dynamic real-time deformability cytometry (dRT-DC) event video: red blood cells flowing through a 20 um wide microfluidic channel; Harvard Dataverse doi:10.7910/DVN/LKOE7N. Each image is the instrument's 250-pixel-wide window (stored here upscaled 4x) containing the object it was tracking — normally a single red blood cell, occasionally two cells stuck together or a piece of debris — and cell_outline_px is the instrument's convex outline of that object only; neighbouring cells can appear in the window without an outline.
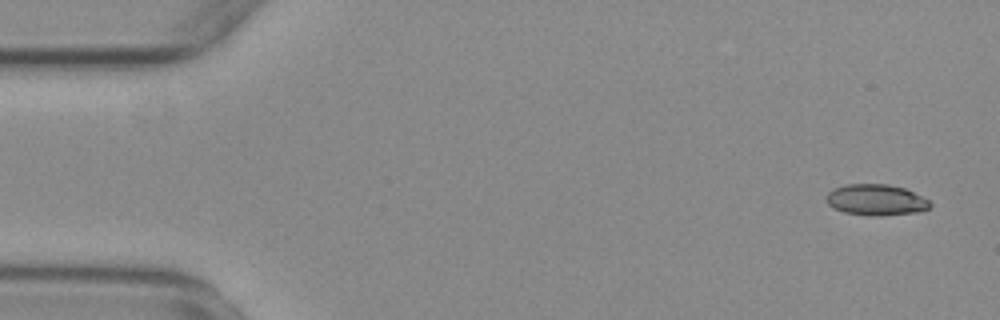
{"species": "common noctule bat (a hibernating species)", "species_latin": "Nyctalus noctula", "temperature_condition": "warm", "stored_images_in_passage": 56, "camera_frame_rate_fps": 3000, "um_per_image_px": 0.085, "animal": {"sex": "female", "body_mass_g": 29.2, "forearm_length_mm": 56.3}, "frame": {"image": 1, "passage_image": 3, "time_ms": 0.667, "image_size_px": [1000, 320], "cell_outline_px": [[932, 204], [928, 208], [916, 212], [880, 216], [872, 216], [844, 212], [832, 208], [828, 204], [824, 196], [832, 188], [844, 184], [888, 184], [904, 188], [928, 200]], "centroid_in_image_um": [74.39, 16.98], "position_along_channel_um": 10.6, "area_um2": 18.84}}
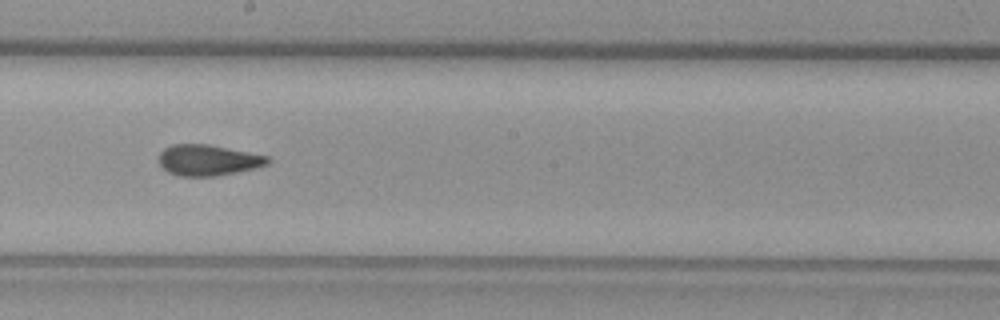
{"frame": {"image": 2, "passage_image": 31, "time_ms": 10.0, "image_size_px": [1000, 320], "cell_outline_px": [[272, 160], [268, 164], [236, 172], [216, 176], [180, 176], [168, 172], [160, 164], [160, 152], [164, 148], [172, 144], [208, 144], [268, 156]], "centroid_in_image_um": [17.68, 13.61], "position_along_channel_um": 230.5, "area_um2": 19.42}}
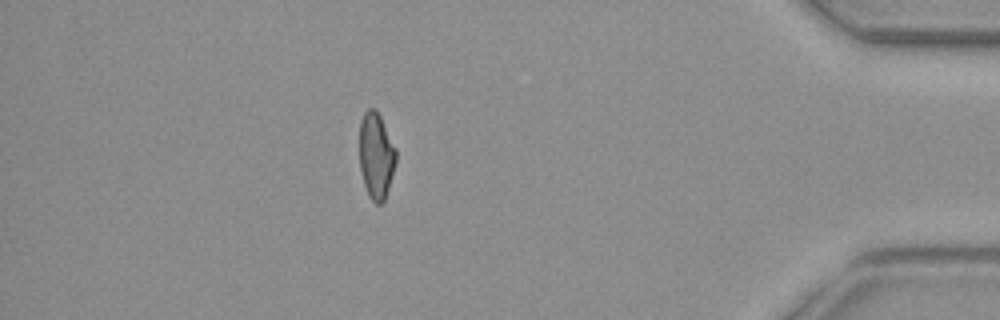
{"frame": {"image": 3, "passage_image": 49, "time_ms": 16.0, "image_size_px": [1000, 320], "cell_outline_px": [[396, 160], [388, 188], [384, 200], [380, 204], [376, 204], [368, 196], [364, 184], [360, 168], [360, 120], [364, 112], [368, 108], [376, 108], [396, 148]], "centroid_in_image_um": [31.96, 13.21], "position_along_channel_um": 403.2, "area_um2": 18.26}, "authors_computed_cell_mechanics": {"area_um2": 19.3919, "velocity_mm_per_s": 3.7158, "shape_relaxation_time_tau1_ms": null, "shape_relaxation_time_tau2_ms": 1.9297, "deformation_change_tau1": null, "deformation_change_tau2": 0.0734}}